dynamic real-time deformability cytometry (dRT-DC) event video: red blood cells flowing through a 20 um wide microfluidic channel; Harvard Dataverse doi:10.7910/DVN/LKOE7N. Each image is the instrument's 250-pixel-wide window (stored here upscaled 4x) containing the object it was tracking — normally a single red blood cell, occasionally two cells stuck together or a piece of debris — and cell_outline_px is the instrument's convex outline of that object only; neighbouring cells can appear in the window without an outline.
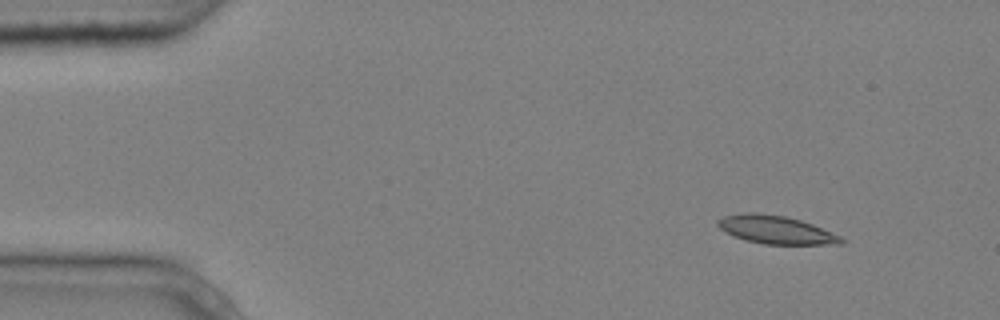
{"species": "common noctule bat (a hibernating species)", "species_latin": "Nyctalus noctula", "temperature_condition": "cold", "stored_images_in_passage": 5, "camera_frame_rate_fps": 3000, "um_per_image_px": 0.085, "animal": {"sex": "male", "body_mass_g": 20.4}, "frame": {"image": 1, "passage_image": 1, "time_ms": 0.0, "image_size_px": [1000, 320], "cell_outline_px": [[844, 244], [764, 244], [744, 240], [720, 228], [716, 224], [716, 220], [724, 216], [740, 212], [752, 212], [784, 216], [800, 220], [812, 224], [840, 236], [844, 240]], "centroid_in_image_um": [65.93, 19.52], "position_along_channel_um": 19.1, "area_um2": 20.06}}
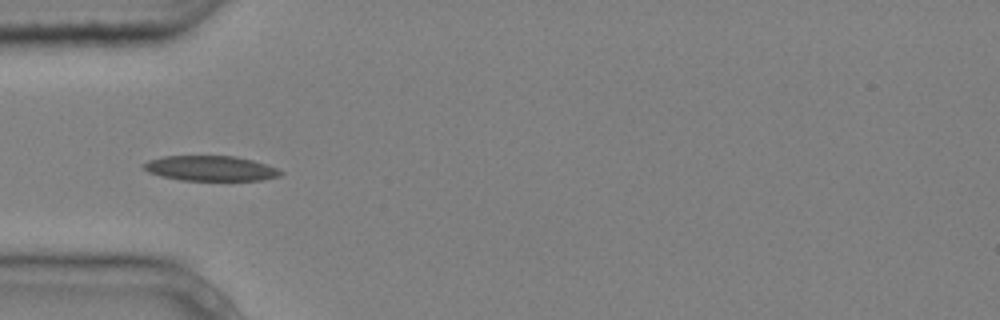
{"frame": {"image": 2, "passage_image": 4, "time_ms": 1.0, "image_size_px": [1000, 320], "cell_outline_px": [[284, 172], [280, 176], [260, 180], [180, 180], [160, 176], [148, 172], [140, 164], [148, 160], [164, 156], [236, 156], [252, 160], [276, 168]], "centroid_in_image_um": [17.85, 14.31], "position_along_channel_um": 67.1, "area_um2": 20.0}}
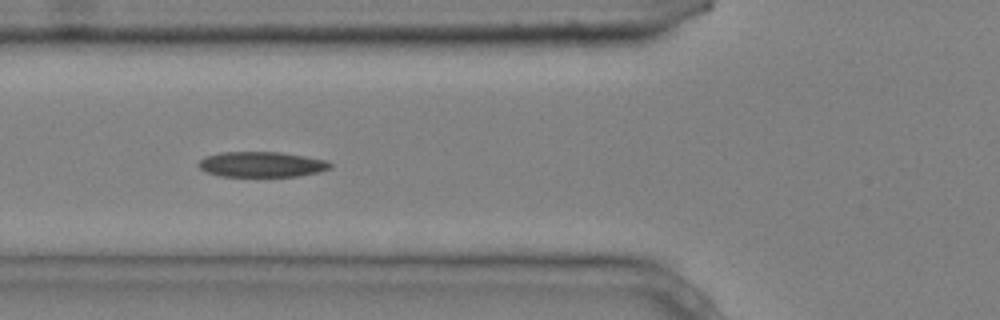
{"frame": {"image": 3, "passage_image": 5, "time_ms": 1.333, "image_size_px": [1000, 320], "cell_outline_px": [[332, 168], [320, 172], [300, 176], [220, 176], [208, 172], [200, 168], [196, 164], [204, 156], [220, 152], [280, 152], [328, 160], [332, 164]], "centroid_in_image_um": [22.26, 13.97], "position_along_channel_um": 103.5, "area_um2": 19.59}}